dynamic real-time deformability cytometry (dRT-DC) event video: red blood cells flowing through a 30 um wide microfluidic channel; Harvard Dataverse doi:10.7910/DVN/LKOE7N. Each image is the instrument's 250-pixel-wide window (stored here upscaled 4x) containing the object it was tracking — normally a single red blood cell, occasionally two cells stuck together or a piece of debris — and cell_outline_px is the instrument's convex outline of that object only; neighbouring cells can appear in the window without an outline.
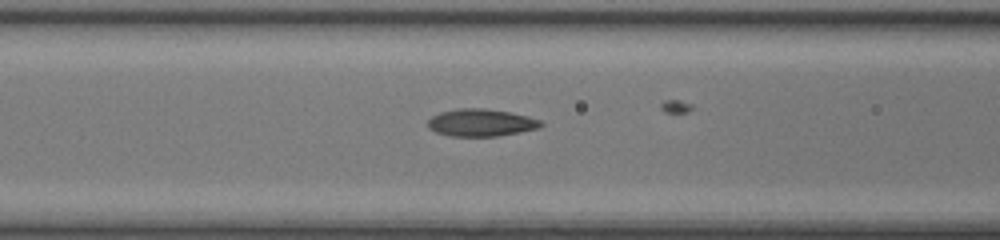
{"species": "common noctule bat (a hibernating species)", "species_latin": "Nyctalus noctula", "temperature_condition": "room temperature", "stored_images_in_passage": 37, "camera_frame_rate_fps": 3000, "um_per_image_px": 0.085, "animal": {"sex": "female", "body_mass_g": 17.0, "forearm_length_mm": 48.0}, "frame": {"image": 1, "passage_image": 19, "time_ms": 6.0, "image_size_px": [1000, 240], "cell_outline_px": [[544, 124], [540, 128], [520, 132], [496, 136], [448, 136], [436, 132], [428, 128], [428, 120], [432, 116], [440, 112], [460, 108], [484, 108], [508, 112], [528, 116], [540, 120]], "centroid_in_image_um": [40.88, 10.43], "position_along_channel_um": 125.7, "area_um2": 18.03}}
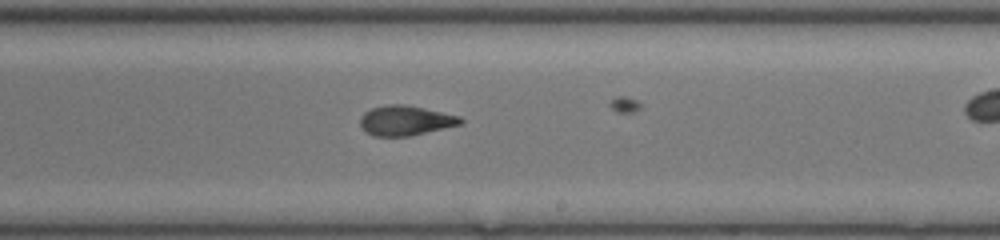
{"frame": {"image": 2, "passage_image": 28, "time_ms": 9.0, "image_size_px": [1000, 240], "cell_outline_px": [[464, 124], [408, 136], [372, 136], [360, 124], [360, 116], [364, 112], [372, 108], [388, 104], [404, 104], [424, 108], [460, 116], [464, 120]], "centroid_in_image_um": [34.49, 10.24], "position_along_channel_um": 254.5, "area_um2": 17.46}}
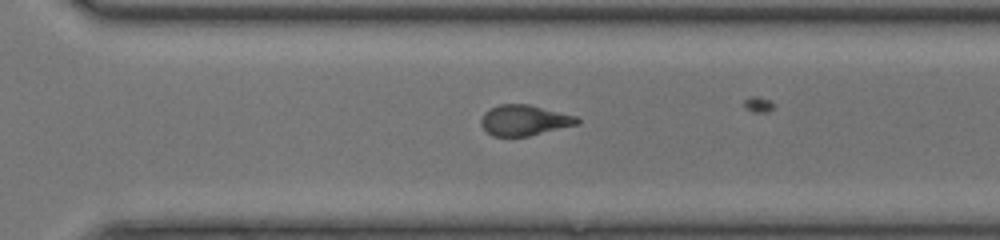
{"frame": {"image": 3, "passage_image": 33, "time_ms": 10.667, "image_size_px": [1000, 240], "cell_outline_px": [[580, 124], [528, 136], [492, 136], [480, 124], [480, 120], [484, 112], [500, 104], [528, 104], [576, 116], [580, 120]], "centroid_in_image_um": [44.57, 10.22], "position_along_channel_um": 326.0, "area_um2": 17.05}, "authors_computed_cell_mechanics": {"area_um2": 17.8024, "velocity_mm_per_s": 4.3022, "shape_relaxation_time_tau1_ms": 4.1915, "shape_relaxation_time_tau2_ms": 1.8938, "deformation_change_tau1": 0.15, "deformation_change_tau2": 0.0958}}